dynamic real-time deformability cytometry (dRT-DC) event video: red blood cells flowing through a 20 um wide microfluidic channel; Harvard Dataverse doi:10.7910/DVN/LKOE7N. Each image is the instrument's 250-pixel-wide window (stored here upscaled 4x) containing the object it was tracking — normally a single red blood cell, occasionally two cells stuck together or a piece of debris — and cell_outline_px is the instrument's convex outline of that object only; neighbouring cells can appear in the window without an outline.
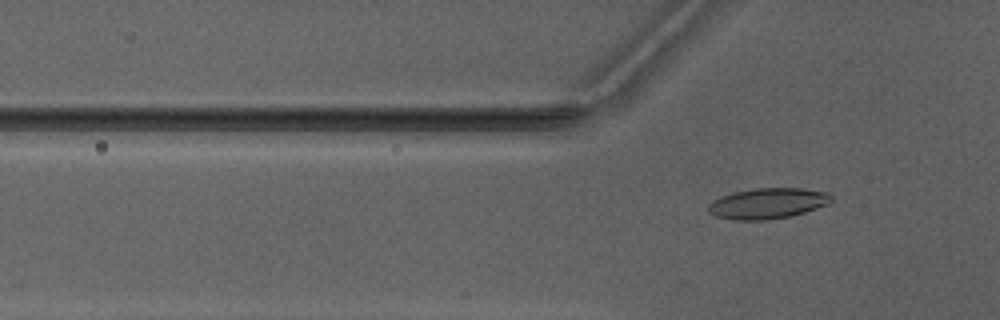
{"species": "Egyptian fruit bat (a non-hibernating species)", "species_latin": "Rousettus aegyptiacus", "temperature_condition": "warm", "stored_images_in_passage": 3, "camera_frame_rate_fps": 3000, "um_per_image_px": 0.085, "animal": {"sex": "male"}, "frame": {"image": 1, "passage_image": 3, "time_ms": 3.0, "image_size_px": [1000, 320], "cell_outline_px": [[832, 200], [828, 204], [792, 216], [768, 220], [736, 220], [716, 216], [708, 212], [708, 204], [712, 200], [720, 196], [732, 192], [756, 188], [800, 188], [828, 192], [832, 196]], "centroid_in_image_um": [65.23, 17.28], "position_along_channel_um": 60.6, "area_um2": 22.14}}